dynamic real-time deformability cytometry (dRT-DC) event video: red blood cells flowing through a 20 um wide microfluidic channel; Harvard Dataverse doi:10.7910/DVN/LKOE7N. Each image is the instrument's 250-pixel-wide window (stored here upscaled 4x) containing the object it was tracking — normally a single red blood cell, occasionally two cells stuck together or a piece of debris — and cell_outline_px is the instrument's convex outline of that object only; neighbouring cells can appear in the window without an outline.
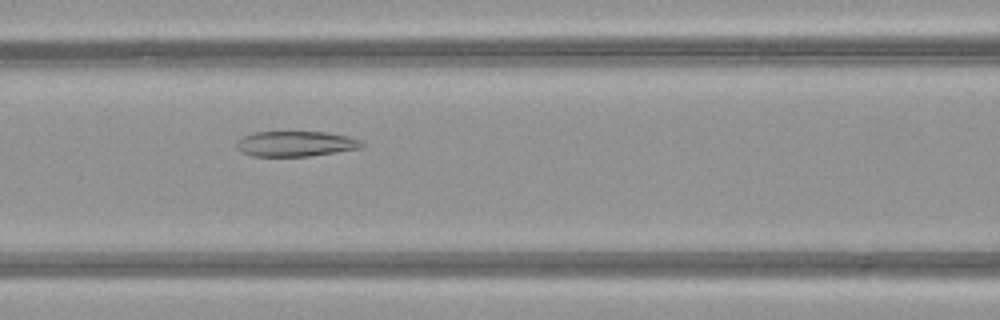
{"species": "common noctule bat (a hibernating species)", "species_latin": "Nyctalus noctula", "temperature_condition": "warm", "stored_images_in_passage": 52, "camera_frame_rate_fps": 3000, "um_per_image_px": 0.085, "animal": {"sex": "female", "body_mass_g": 21.9}, "frame": {"image": 1, "passage_image": 23, "time_ms": 7.333, "image_size_px": [1000, 320], "cell_outline_px": [[364, 148], [308, 156], [252, 156], [236, 148], [236, 140], [244, 136], [256, 132], [328, 132], [360, 140], [364, 144]], "centroid_in_image_um": [25.13, 12.22], "position_along_channel_um": 141.5, "area_um2": 18.38}}
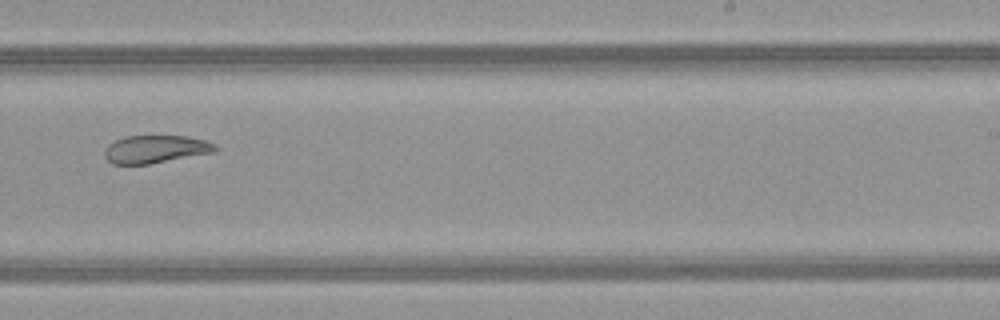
{"frame": {"image": 2, "passage_image": 33, "time_ms": 10.667, "image_size_px": [1000, 320], "cell_outline_px": [[220, 148], [216, 152], [148, 164], [112, 164], [104, 156], [104, 148], [108, 144], [124, 136], [188, 136], [204, 140], [216, 144]], "centroid_in_image_um": [13.24, 12.68], "position_along_channel_um": 275.8, "area_um2": 18.09}}
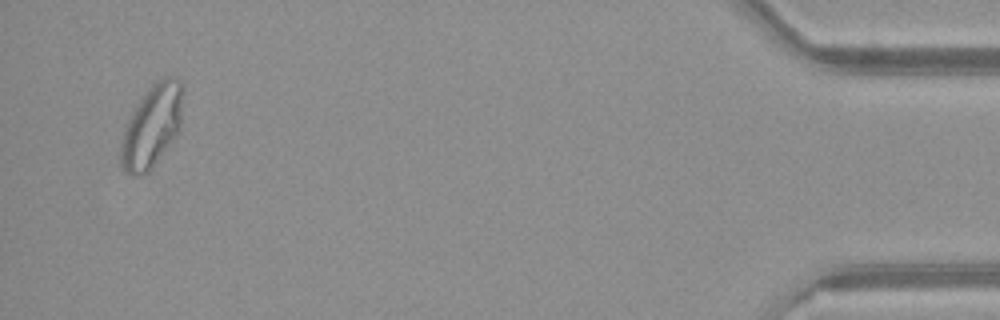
{"frame": {"image": 3, "passage_image": 50, "time_ms": 16.333, "image_size_px": [1000, 320], "cell_outline_px": [[184, 88], [180, 128], [152, 168], [148, 172], [140, 176], [132, 176], [124, 172], [120, 164], [120, 140], [124, 128], [132, 112], [148, 88], [156, 80], [164, 76], [176, 76], [180, 80]], "centroid_in_image_um": [12.9, 10.71], "position_along_channel_um": 422.3, "area_um2": 30.11}, "authors_computed_cell_mechanics": {"area_um2": 25.6343, "velocity_mm_per_s": 4.041, "shape_relaxation_time_tau1_ms": null, "shape_relaxation_time_tau2_ms": 2.8968, "deformation_change_tau1": null, "deformation_change_tau2": 0.0725}}